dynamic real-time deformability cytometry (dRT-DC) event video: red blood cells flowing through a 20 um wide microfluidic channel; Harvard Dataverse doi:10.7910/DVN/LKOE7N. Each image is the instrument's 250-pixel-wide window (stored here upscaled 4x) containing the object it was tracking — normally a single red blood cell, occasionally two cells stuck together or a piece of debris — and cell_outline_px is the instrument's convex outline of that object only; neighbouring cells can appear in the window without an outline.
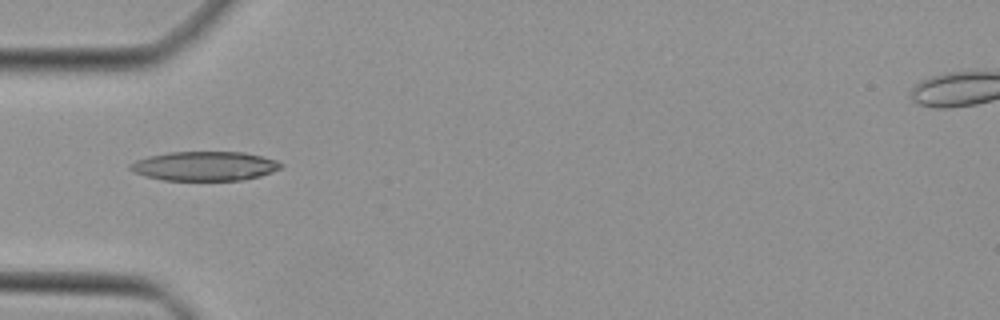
{"species": "Egyptian fruit bat (a non-hibernating species)", "species_latin": "Rousettus aegyptiacus", "temperature_condition": "cold", "stored_images_in_passage": 32, "camera_frame_rate_fps": 3000, "um_per_image_px": 0.085, "animal": {"sex": "female"}, "frame": {"image": 1, "passage_image": 2, "time_ms": 0.333, "image_size_px": [1000, 320], "cell_outline_px": [[284, 168], [260, 176], [244, 180], [164, 180], [144, 176], [128, 168], [128, 164], [136, 160], [148, 156], [168, 152], [244, 152], [276, 160], [284, 164]], "centroid_in_image_um": [17.41, 14.11], "position_along_channel_um": 67.6, "area_um2": 25.84}}
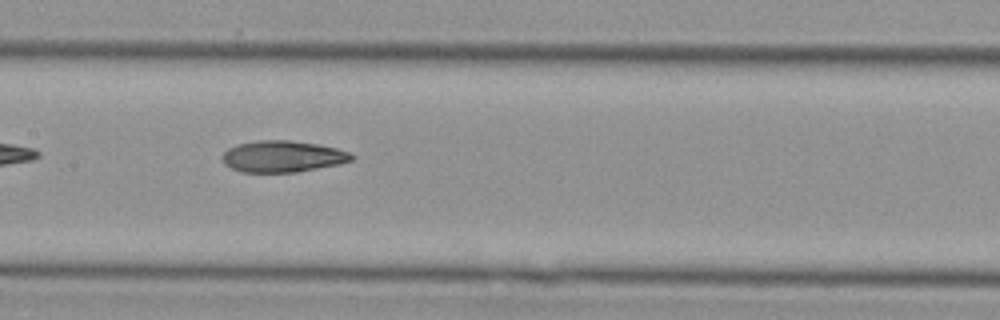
{"frame": {"image": 2, "passage_image": 10, "time_ms": 3.0, "image_size_px": [1000, 320], "cell_outline_px": [[356, 156], [352, 160], [340, 164], [296, 172], [240, 172], [224, 164], [220, 156], [228, 148], [236, 144], [256, 140], [288, 140], [320, 144], [336, 148], [348, 152]], "centroid_in_image_um": [24.0, 13.29], "position_along_channel_um": 183.4, "area_um2": 23.93}}
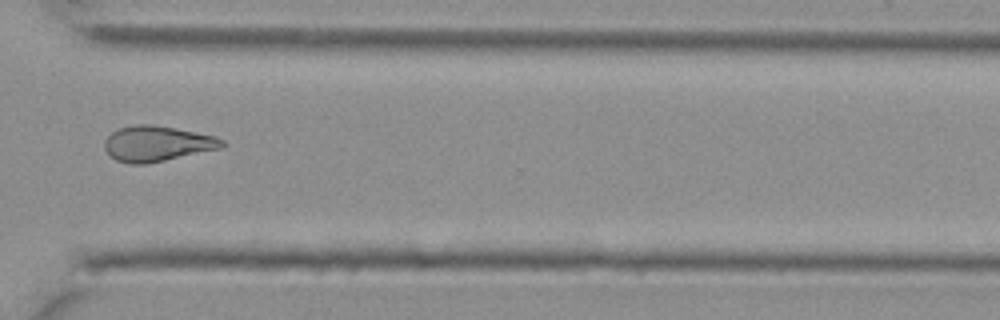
{"frame": {"image": 3, "passage_image": 22, "time_ms": 7.0, "image_size_px": [1000, 320], "cell_outline_px": [[228, 144], [224, 148], [144, 164], [132, 164], [116, 160], [104, 148], [104, 140], [112, 132], [120, 128], [136, 124], [152, 124], [176, 128], [216, 136], [224, 140]], "centroid_in_image_um": [13.41, 12.2], "position_along_channel_um": 357.2, "area_um2": 24.33}}